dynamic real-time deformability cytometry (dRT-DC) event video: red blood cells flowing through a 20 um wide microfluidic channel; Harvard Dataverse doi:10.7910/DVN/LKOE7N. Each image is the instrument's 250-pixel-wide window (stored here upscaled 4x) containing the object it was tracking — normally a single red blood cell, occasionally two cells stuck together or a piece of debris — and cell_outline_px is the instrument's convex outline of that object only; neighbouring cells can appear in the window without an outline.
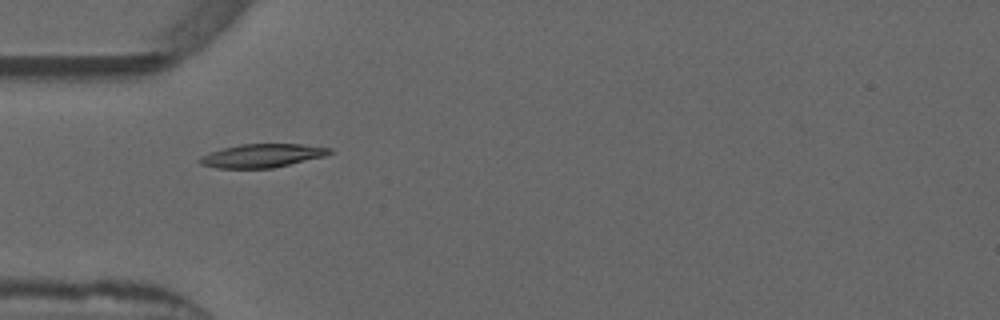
{"species": "common noctule bat (a hibernating species)", "species_latin": "Nyctalus noctula", "temperature_condition": "warm", "stored_images_in_passage": 14, "camera_frame_rate_fps": 3000, "um_per_image_px": 0.085, "animal": {"sex": "male", "forearm_length_mm": 52.5}, "frame": {"image": 1, "passage_image": 1, "time_ms": 0.0, "image_size_px": [1000, 320], "cell_outline_px": [[332, 152], [324, 156], [272, 168], [216, 168], [200, 164], [196, 160], [200, 156], [224, 148], [240, 144], [300, 144], [332, 148]], "centroid_in_image_um": [22.25, 13.23], "position_along_channel_um": 62.8, "area_um2": 17.63}}
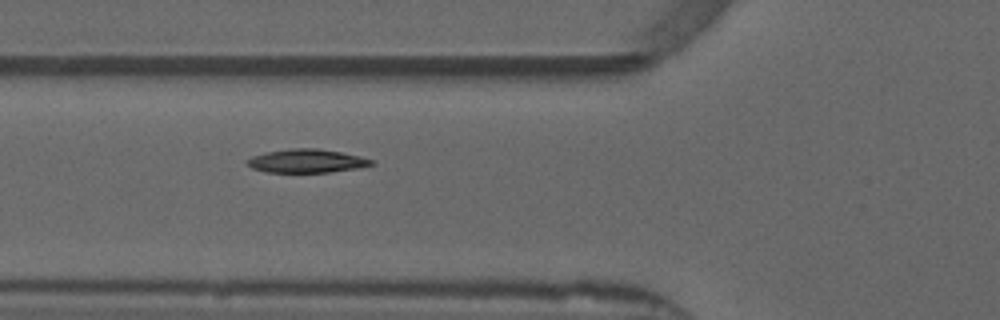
{"frame": {"image": 2, "passage_image": 4, "time_ms": 1.0, "image_size_px": [1000, 320], "cell_outline_px": [[376, 164], [360, 168], [328, 172], [264, 172], [252, 168], [244, 160], [252, 156], [264, 152], [292, 148], [316, 148], [340, 152], [360, 156], [376, 160]], "centroid_in_image_um": [26.09, 13.68], "position_along_channel_um": 99.7, "area_um2": 17.22}}
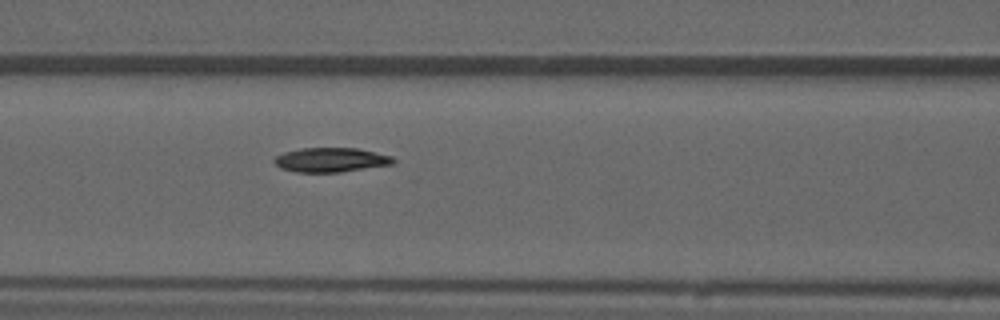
{"frame": {"image": 3, "passage_image": 7, "time_ms": 2.0, "image_size_px": [1000, 320], "cell_outline_px": [[396, 160], [392, 164], [340, 172], [296, 172], [280, 168], [272, 160], [276, 156], [284, 152], [300, 148], [360, 148], [392, 156]], "centroid_in_image_um": [28.12, 13.58], "position_along_channel_um": 138.5, "area_um2": 16.94}}